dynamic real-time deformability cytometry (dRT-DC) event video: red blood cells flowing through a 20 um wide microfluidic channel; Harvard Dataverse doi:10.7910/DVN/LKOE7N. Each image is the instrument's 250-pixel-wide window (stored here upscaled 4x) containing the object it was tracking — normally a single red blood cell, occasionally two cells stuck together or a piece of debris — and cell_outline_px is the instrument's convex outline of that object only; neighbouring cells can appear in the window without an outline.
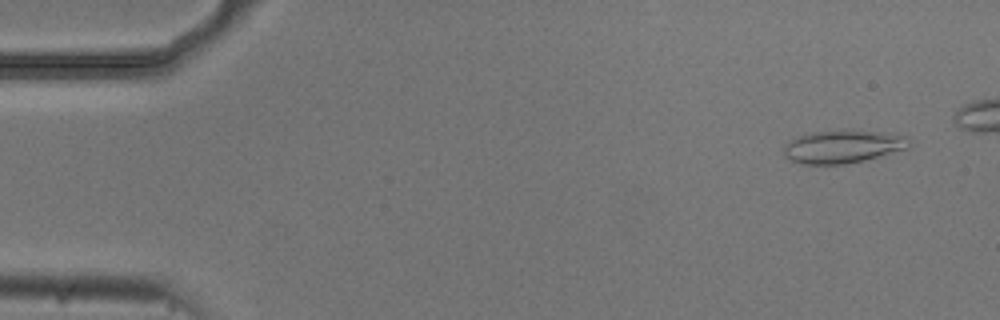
{"species": "common noctule bat (a hibernating species)", "species_latin": "Nyctalus noctula", "temperature_condition": "cold", "stored_images_in_passage": 48, "camera_frame_rate_fps": 3000, "um_per_image_px": 0.085, "animal": {"sex": "male", "body_mass_g": 20.5, "forearm_length_mm": 52.5}, "frame": {"image": 1, "passage_image": 3, "time_ms": 0.667, "image_size_px": [1000, 320], "cell_outline_px": [[912, 144], [908, 148], [844, 164], [804, 164], [792, 160], [784, 156], [784, 148], [796, 136], [812, 132], [880, 132], [908, 136]], "centroid_in_image_um": [71.65, 12.47], "position_along_channel_um": 13.4, "area_um2": 23.12}}
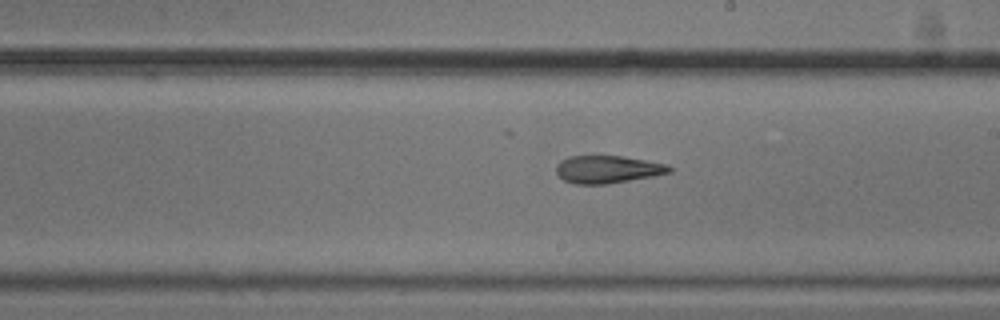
{"frame": {"image": 2, "passage_image": 30, "time_ms": 9.667, "image_size_px": [1000, 320], "cell_outline_px": [[672, 172], [652, 176], [608, 184], [576, 184], [564, 180], [556, 172], [556, 164], [560, 160], [568, 156], [620, 156], [668, 164], [672, 168]], "centroid_in_image_um": [51.63, 14.39], "position_along_channel_um": 237.4, "area_um2": 18.15}}
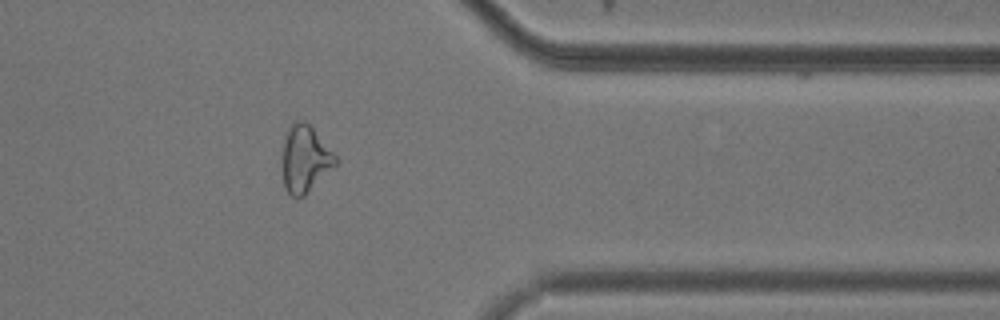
{"frame": {"image": 3, "passage_image": 43, "time_ms": 14.0, "image_size_px": [1000, 320], "cell_outline_px": [[336, 164], [304, 196], [292, 196], [284, 188], [280, 160], [284, 140], [288, 128], [296, 120], [300, 120], [308, 124], [312, 128], [336, 156]], "centroid_in_image_um": [25.86, 13.52], "position_along_channel_um": 385.5, "area_um2": 20.58}}